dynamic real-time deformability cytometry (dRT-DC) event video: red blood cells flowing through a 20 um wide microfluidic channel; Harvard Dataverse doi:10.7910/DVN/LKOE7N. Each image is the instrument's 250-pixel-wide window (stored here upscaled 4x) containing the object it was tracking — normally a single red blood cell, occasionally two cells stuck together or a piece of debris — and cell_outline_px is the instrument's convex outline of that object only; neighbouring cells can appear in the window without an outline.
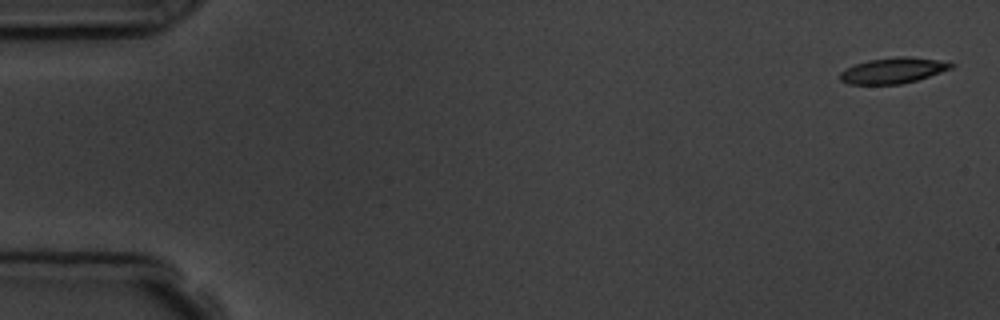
{"species": "common noctule bat (a hibernating species)", "species_latin": "Nyctalus noctula", "temperature_condition": "room temperature", "stored_images_in_passage": 5, "camera_frame_rate_fps": 3000, "um_per_image_px": 0.085, "animal": {"sex": "male", "body_mass_g": 19.5, "forearm_length_mm": 54.6}, "frame": {"image": 1, "passage_image": 1, "time_ms": 0.0, "image_size_px": [1000, 320], "cell_outline_px": [[956, 64], [952, 68], [916, 80], [900, 84], [848, 84], [840, 80], [840, 72], [856, 64], [868, 60], [896, 56], [908, 56], [936, 60]], "centroid_in_image_um": [75.89, 5.99], "position_along_channel_um": 9.1, "area_um2": 16.42}}
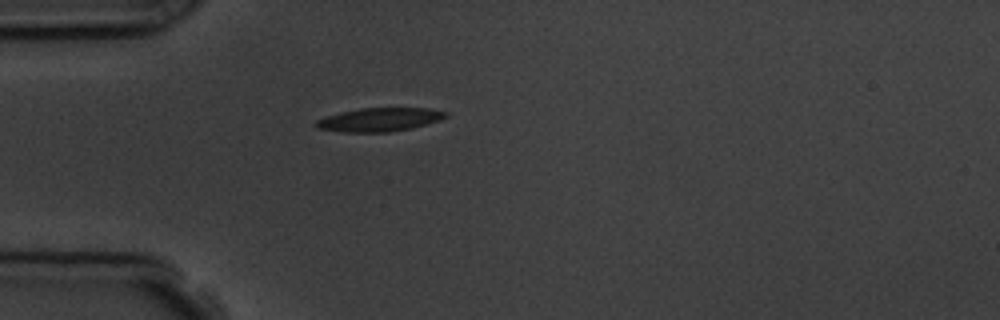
{"frame": {"image": 2, "passage_image": 5, "time_ms": 4.667, "image_size_px": [1000, 320], "cell_outline_px": [[448, 116], [440, 120], [412, 128], [388, 132], [344, 132], [316, 128], [316, 120], [340, 112], [360, 108], [428, 108], [444, 112]], "centroid_in_image_um": [32.25, 10.17], "position_along_channel_um": 52.8, "area_um2": 17.63}}